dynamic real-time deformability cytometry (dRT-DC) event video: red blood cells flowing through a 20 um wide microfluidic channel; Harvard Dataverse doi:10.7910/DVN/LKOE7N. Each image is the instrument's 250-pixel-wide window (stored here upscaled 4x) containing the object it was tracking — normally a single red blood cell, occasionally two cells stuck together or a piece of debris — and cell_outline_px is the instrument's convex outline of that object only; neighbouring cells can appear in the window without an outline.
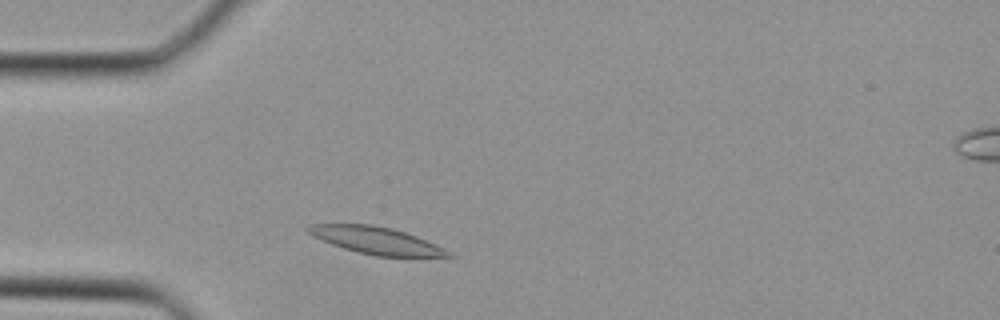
{"species": "Egyptian fruit bat (a non-hibernating species)", "species_latin": "Rousettus aegyptiacus", "temperature_condition": "cold", "stored_images_in_passage": 30, "camera_frame_rate_fps": 3000, "um_per_image_px": 0.085, "animal": {"sex": "female"}, "frame": {"image": 1, "passage_image": 3, "time_ms": 0.667, "image_size_px": [1000, 320], "cell_outline_px": [[456, 256], [412, 260], [376, 256], [356, 252], [332, 244], [312, 236], [304, 228], [308, 224], [372, 224], [392, 228], [416, 236], [436, 244], [452, 252]], "centroid_in_image_um": [32.12, 20.5], "position_along_channel_um": 52.9, "area_um2": 23.24}}
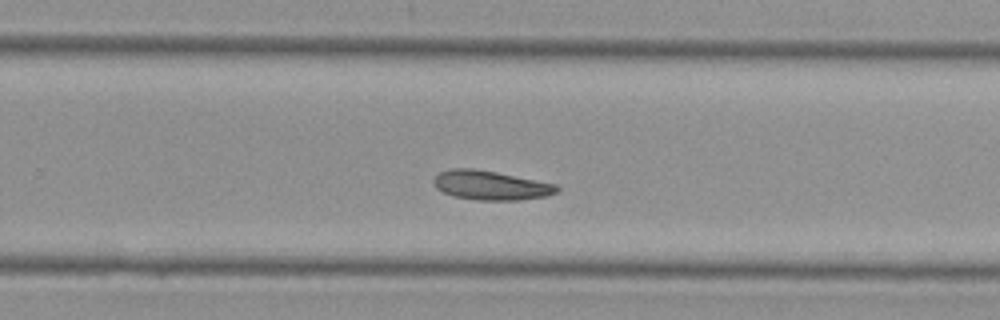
{"frame": {"image": 2, "passage_image": 17, "time_ms": 5.333, "image_size_px": [1000, 320], "cell_outline_px": [[560, 188], [556, 192], [548, 196], [520, 200], [476, 200], [452, 196], [436, 188], [432, 180], [440, 172], [448, 168], [472, 168], [496, 172], [556, 184]], "centroid_in_image_um": [41.69, 15.75], "position_along_channel_um": 288.1, "area_um2": 21.04}}
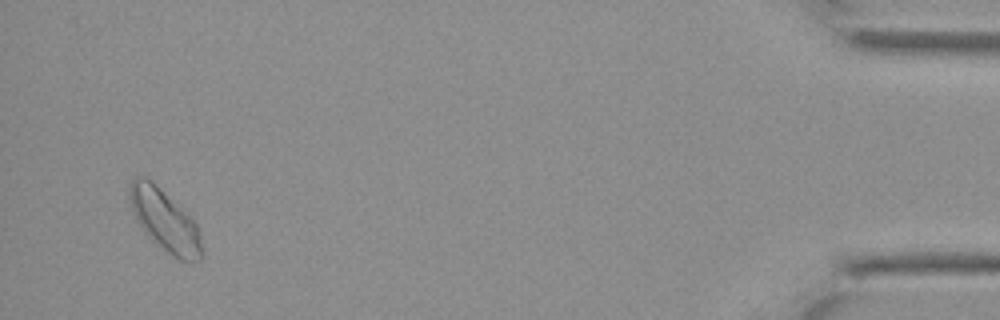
{"frame": {"image": 3, "passage_image": 29, "time_ms": 9.333, "image_size_px": [1000, 320], "cell_outline_px": [[204, 256], [200, 260], [180, 260], [164, 252], [144, 232], [132, 212], [128, 196], [128, 188], [132, 180], [136, 176], [144, 176], [156, 184], [196, 224], [200, 236]], "centroid_in_image_um": [13.97, 18.76], "position_along_channel_um": 421.2, "area_um2": 25.78}}